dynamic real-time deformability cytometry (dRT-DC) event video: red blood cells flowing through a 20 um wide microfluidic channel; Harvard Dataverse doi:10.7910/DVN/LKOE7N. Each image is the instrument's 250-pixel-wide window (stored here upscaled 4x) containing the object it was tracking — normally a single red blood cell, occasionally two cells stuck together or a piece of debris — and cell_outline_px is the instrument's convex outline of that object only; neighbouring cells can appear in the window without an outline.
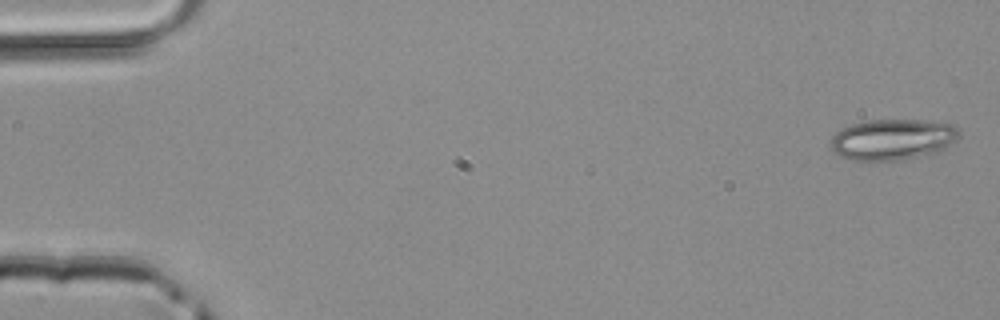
{"species": "common noctule bat (a hibernating species)", "species_latin": "Nyctalus noctula", "temperature_condition": "room temperature", "stored_images_in_passage": 3, "camera_frame_rate_fps": 3000, "um_per_image_px": 0.085, "animal": {"sex": "male", "body_mass_g": 20.4}, "frame": {"image": 1, "passage_image": 1, "time_ms": 0.0, "image_size_px": [1000, 320], "cell_outline_px": [[960, 136], [948, 148], [940, 152], [900, 160], [852, 160], [840, 156], [832, 148], [832, 136], [836, 132], [852, 124], [868, 120], [920, 120], [952, 124], [960, 132]], "centroid_in_image_um": [75.93, 11.86], "position_along_channel_um": 9.1, "area_um2": 30.58}}